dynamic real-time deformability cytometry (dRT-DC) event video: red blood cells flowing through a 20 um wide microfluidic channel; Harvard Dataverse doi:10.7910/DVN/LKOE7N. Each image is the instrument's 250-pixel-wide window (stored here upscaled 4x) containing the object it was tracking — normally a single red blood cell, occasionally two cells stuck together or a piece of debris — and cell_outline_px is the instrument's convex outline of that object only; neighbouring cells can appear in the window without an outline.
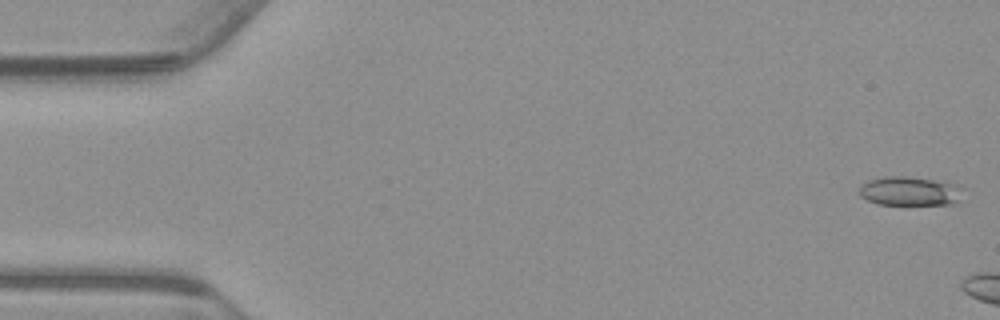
{"species": "common noctule bat (a hibernating species)", "species_latin": "Nyctalus noctula", "temperature_condition": "warm", "stored_images_in_passage": 6, "camera_frame_rate_fps": 3000, "um_per_image_px": 0.085, "animal": {"sex": "male", "body_mass_g": 23.1, "forearm_length_mm": 52.7}, "frame": {"image": 1, "passage_image": 1, "time_ms": 0.0, "image_size_px": [1000, 320], "cell_outline_px": [[956, 200], [952, 204], [876, 204], [860, 196], [860, 188], [868, 180], [884, 176], [904, 176], [932, 180], [948, 184]], "centroid_in_image_um": [77.05, 16.25], "position_along_channel_um": 7.9, "area_um2": 16.18}}